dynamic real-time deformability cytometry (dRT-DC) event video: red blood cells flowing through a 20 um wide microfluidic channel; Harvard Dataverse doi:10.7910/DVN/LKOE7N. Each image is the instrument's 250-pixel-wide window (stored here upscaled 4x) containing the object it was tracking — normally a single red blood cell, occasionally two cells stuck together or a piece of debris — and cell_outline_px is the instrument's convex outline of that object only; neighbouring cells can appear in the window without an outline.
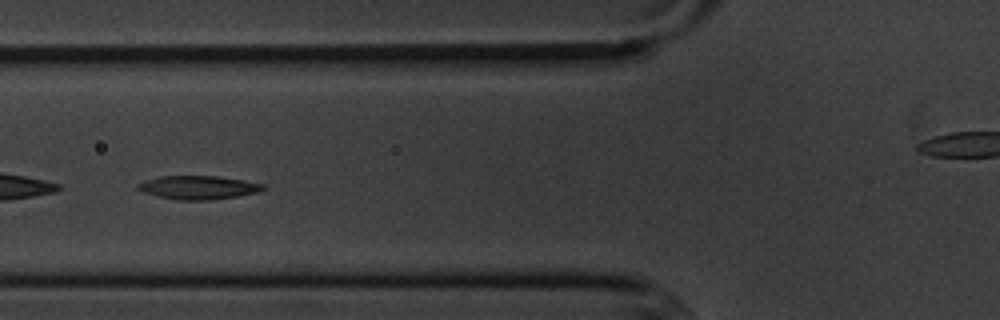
{"species": "common noctule bat (a hibernating species)", "species_latin": "Nyctalus noctula", "temperature_condition": "cold", "stored_images_in_passage": 45, "camera_frame_rate_fps": 3000, "um_per_image_px": 0.085, "animal": {"sex": "male", "body_mass_g": 20.1, "forearm_length_mm": 53.5}, "frame": {"image": 1, "passage_image": 11, "time_ms": 3.333, "image_size_px": [1000, 320], "cell_outline_px": [[264, 188], [260, 192], [212, 200], [176, 200], [144, 192], [136, 188], [136, 184], [144, 180], [160, 176], [216, 176], [244, 180], [264, 184]], "centroid_in_image_um": [16.84, 15.93], "position_along_channel_um": 109.0, "area_um2": 17.17}}
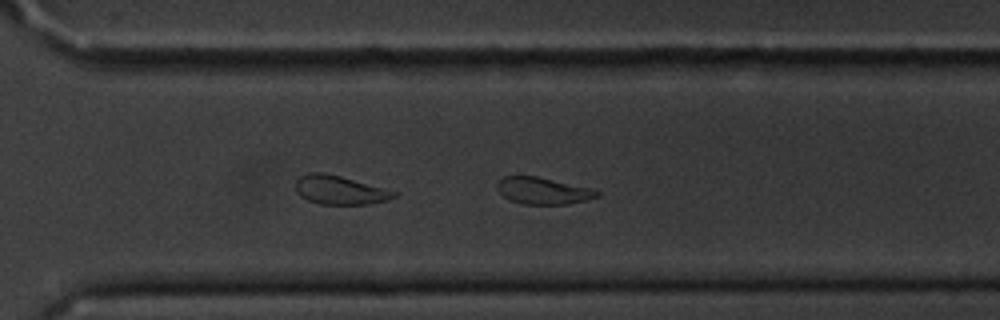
{"frame": {"image": 2, "passage_image": 29, "time_ms": 9.333, "image_size_px": [1000, 320], "cell_outline_px": [[600, 196], [584, 200], [564, 204], [524, 204], [508, 200], [496, 188], [496, 184], [504, 176], [536, 176], [592, 188], [600, 192]], "centroid_in_image_um": [46.14, 16.21], "position_along_channel_um": 324.5, "area_um2": 15.49}}
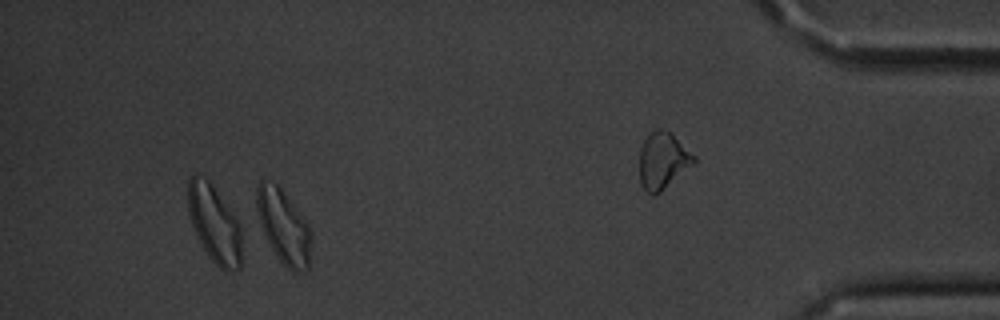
{"frame": {"image": 3, "passage_image": 41, "time_ms": 13.333, "image_size_px": [1000, 320], "cell_outline_px": [[312, 232], [308, 268], [296, 272], [292, 272], [276, 256], [256, 224], [256, 188], [260, 180], [276, 184], [280, 188], [308, 224]], "centroid_in_image_um": [24.05, 19.27], "position_along_channel_um": 411.2, "area_um2": 23.7}, "authors_computed_cell_mechanics": {"area_um2": 17.3978, "velocity_mm_per_s": 3.595, "shape_relaxation_time_tau1_ms": 4.006, "shape_relaxation_time_tau2_ms": 4.2134, "deformation_change_tau1": 0.1543, "deformation_change_tau2": 0.1051}}